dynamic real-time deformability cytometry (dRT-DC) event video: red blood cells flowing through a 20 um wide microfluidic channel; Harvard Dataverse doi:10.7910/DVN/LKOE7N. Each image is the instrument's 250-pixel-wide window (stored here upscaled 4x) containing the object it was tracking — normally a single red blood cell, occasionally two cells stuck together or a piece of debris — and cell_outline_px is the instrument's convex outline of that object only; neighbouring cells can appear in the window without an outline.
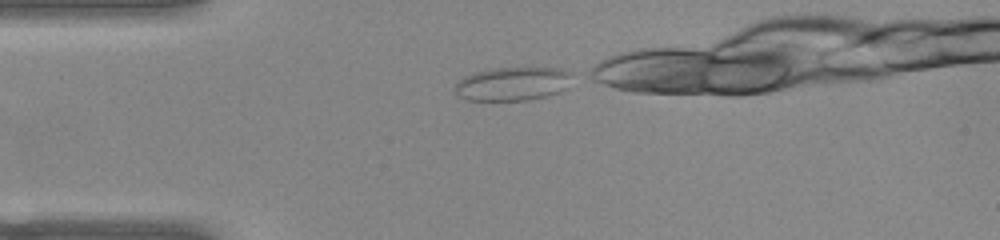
{"species": "common noctule bat (a hibernating species)", "species_latin": "Nyctalus noctula", "temperature_condition": "warm", "stored_images_in_passage": 11, "camera_frame_rate_fps": 3000, "um_per_image_px": 0.085, "animal": {"sex": "female", "body_mass_g": 22.0, "forearm_length_mm": 56.7}, "frame": {"image": 1, "passage_image": 1, "time_ms": 0.0, "image_size_px": [1000, 240], "cell_outline_px": [[572, 72], [568, 88], [560, 92], [548, 96], [528, 100], [468, 100], [460, 96], [452, 88], [464, 76], [472, 72], [496, 68], [564, 68]], "centroid_in_image_um": [43.61, 7.12], "position_along_channel_um": 41.4, "area_um2": 23.18}}
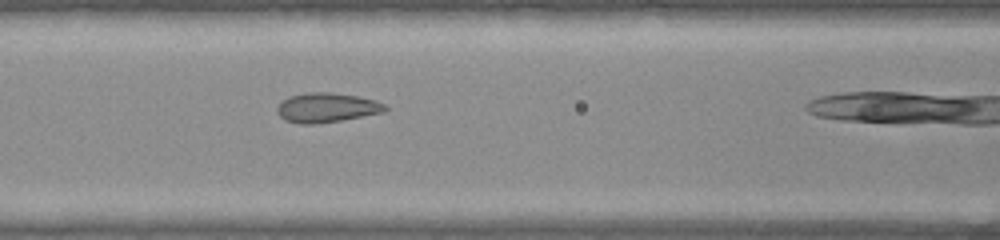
{"frame": {"image": 2, "passage_image": 10, "time_ms": 3.0, "image_size_px": [1000, 240], "cell_outline_px": [[388, 108], [384, 112], [340, 120], [316, 124], [300, 124], [284, 120], [276, 112], [276, 108], [288, 96], [308, 92], [332, 92], [360, 96], [376, 100], [384, 104]], "centroid_in_image_um": [27.76, 9.14], "position_along_channel_um": 138.8, "area_um2": 18.67}}